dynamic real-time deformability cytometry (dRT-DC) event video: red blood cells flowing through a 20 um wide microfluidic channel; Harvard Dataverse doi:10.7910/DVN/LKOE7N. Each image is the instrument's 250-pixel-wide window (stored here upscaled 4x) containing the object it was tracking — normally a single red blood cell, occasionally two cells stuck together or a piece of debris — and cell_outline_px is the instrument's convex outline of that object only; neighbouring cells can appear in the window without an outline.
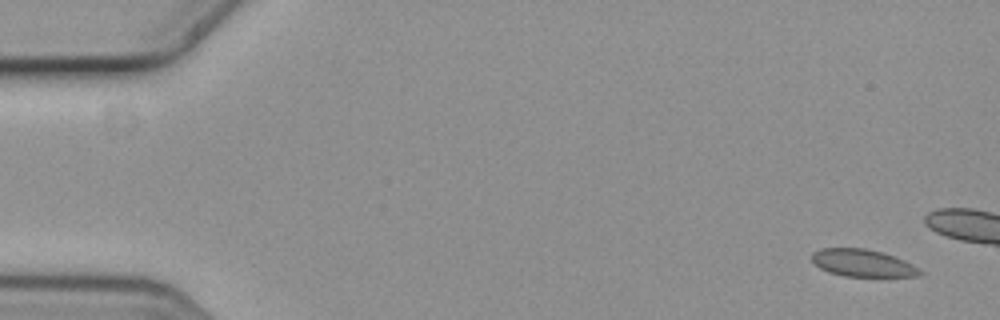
{"species": "common noctule bat (a hibernating species)", "species_latin": "Nyctalus noctula", "temperature_condition": "cold", "stored_images_in_passage": 5, "camera_frame_rate_fps": 3000, "um_per_image_px": 0.085, "animal": {"sex": "female", "body_mass_g": 19.3, "forearm_length_mm": 54.1}, "frame": {"image": 1, "passage_image": 1, "time_ms": 0.0, "image_size_px": [1000, 320], "cell_outline_px": [[924, 272], [920, 276], [844, 276], [828, 272], [820, 268], [812, 260], [812, 252], [820, 248], [864, 248], [884, 252], [904, 260], [912, 264]], "centroid_in_image_um": [73.33, 22.35], "position_along_channel_um": 11.7, "area_um2": 17.22}}